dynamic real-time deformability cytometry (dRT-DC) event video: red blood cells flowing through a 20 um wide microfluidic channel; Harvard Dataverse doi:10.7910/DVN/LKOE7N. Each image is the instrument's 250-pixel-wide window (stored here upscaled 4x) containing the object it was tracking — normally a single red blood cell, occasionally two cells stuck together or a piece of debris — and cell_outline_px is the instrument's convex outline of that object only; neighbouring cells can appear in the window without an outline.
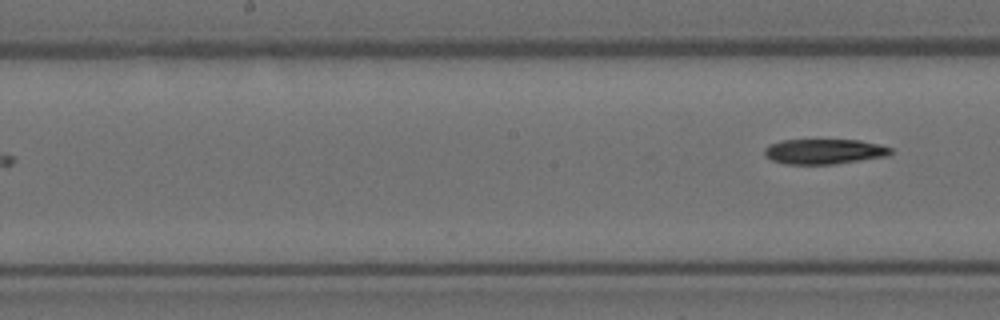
{"species": "Egyptian fruit bat (a non-hibernating species)", "species_latin": "Rousettus aegyptiacus", "temperature_condition": "room temperature", "stored_images_in_passage": 6, "camera_frame_rate_fps": 3000, "um_per_image_px": 0.085, "animal": {"sex": "female"}, "frame": {"image": 1, "passage_image": 6, "time_ms": 1.667, "image_size_px": [1000, 320], "cell_outline_px": [[892, 152], [888, 156], [832, 164], [784, 164], [772, 160], [764, 156], [764, 148], [768, 144], [780, 140], [860, 140], [880, 144], [892, 148]], "centroid_in_image_um": [70.02, 12.87], "position_along_channel_um": 178.2, "area_um2": 18.61}}